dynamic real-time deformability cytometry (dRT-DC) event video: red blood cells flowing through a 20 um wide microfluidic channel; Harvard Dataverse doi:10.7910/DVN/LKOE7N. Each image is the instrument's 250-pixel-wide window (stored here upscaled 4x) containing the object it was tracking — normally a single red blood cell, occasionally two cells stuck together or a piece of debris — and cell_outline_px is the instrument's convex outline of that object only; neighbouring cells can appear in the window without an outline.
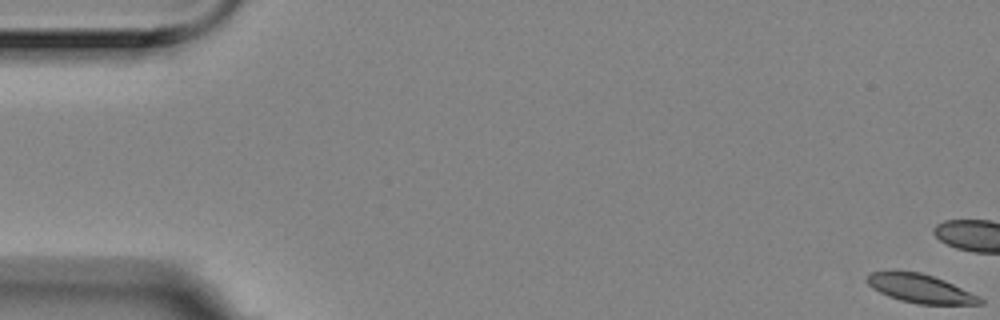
{"species": "Egyptian fruit bat (a non-hibernating species)", "species_latin": "Rousettus aegyptiacus", "temperature_condition": "room temperature", "stored_images_in_passage": 5, "camera_frame_rate_fps": 3000, "um_per_image_px": 0.085, "animal": {"sex": "female"}, "frame": {"image": 1, "passage_image": 1, "time_ms": 0.0, "image_size_px": [1000, 320], "cell_outline_px": [[984, 304], [916, 304], [900, 300], [888, 296], [872, 288], [864, 280], [872, 272], [920, 272], [944, 280], [980, 296], [984, 300]], "centroid_in_image_um": [78.26, 24.55], "position_along_channel_um": 6.7, "area_um2": 18.61}}